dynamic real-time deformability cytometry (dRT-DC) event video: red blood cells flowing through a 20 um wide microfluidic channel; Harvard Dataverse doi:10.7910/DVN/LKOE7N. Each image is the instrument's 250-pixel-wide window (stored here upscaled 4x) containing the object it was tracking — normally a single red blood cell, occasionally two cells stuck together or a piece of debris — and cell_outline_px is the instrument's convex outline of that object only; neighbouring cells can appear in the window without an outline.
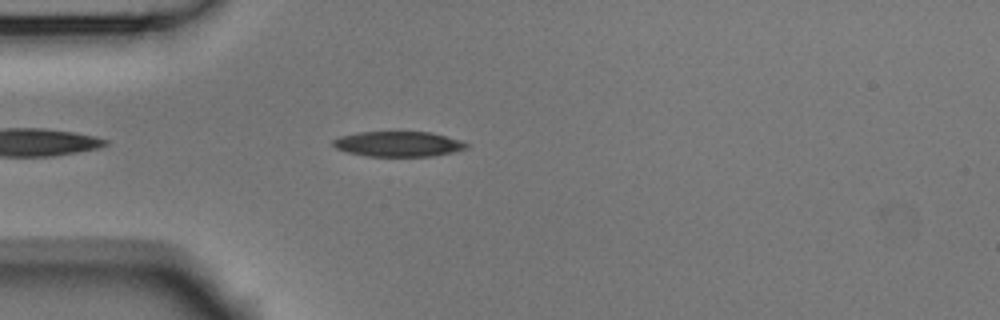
{"species": "Egyptian fruit bat (a non-hibernating species)", "species_latin": "Rousettus aegyptiacus", "temperature_condition": "room temperature", "stored_images_in_passage": 15, "camera_frame_rate_fps": 3000, "um_per_image_px": 0.085, "animal": {"sex": "male"}, "frame": {"image": 1, "passage_image": 5, "time_ms": 1.333, "image_size_px": [1000, 320], "cell_outline_px": [[468, 148], [452, 152], [432, 156], [368, 156], [348, 152], [336, 148], [332, 144], [332, 140], [340, 136], [360, 132], [428, 132], [460, 140], [468, 144]], "centroid_in_image_um": [33.83, 12.24], "position_along_channel_um": 51.2, "area_um2": 19.36}}
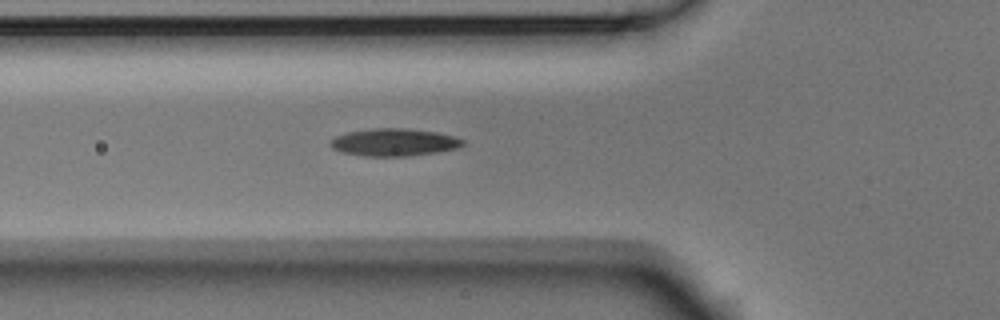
{"frame": {"image": 2, "passage_image": 9, "time_ms": 2.667, "image_size_px": [1000, 320], "cell_outline_px": [[464, 144], [456, 148], [436, 152], [408, 156], [364, 156], [340, 152], [332, 148], [332, 140], [336, 136], [348, 132], [372, 128], [408, 128], [436, 132], [456, 136], [464, 140]], "centroid_in_image_um": [33.51, 12.09], "position_along_channel_um": 92.3, "area_um2": 21.15}}